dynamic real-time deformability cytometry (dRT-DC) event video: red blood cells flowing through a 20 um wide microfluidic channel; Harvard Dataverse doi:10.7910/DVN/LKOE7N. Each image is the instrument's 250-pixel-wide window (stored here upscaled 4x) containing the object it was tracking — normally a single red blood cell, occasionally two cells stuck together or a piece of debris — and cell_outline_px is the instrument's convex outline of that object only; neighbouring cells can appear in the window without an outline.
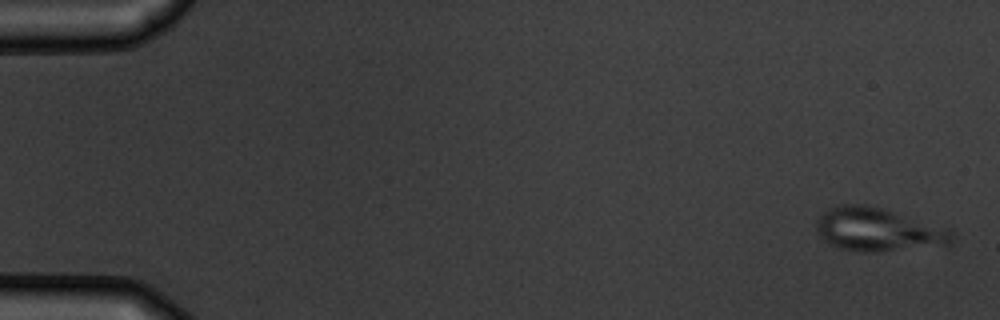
{"species": "common noctule bat (a hibernating species)", "species_latin": "Nyctalus noctula", "temperature_condition": "warm", "stored_images_in_passage": 6, "camera_frame_rate_fps": 3000, "um_per_image_px": 0.085, "animal": {"sex": "male", "body_mass_g": 19.5, "forearm_length_mm": 54.6}, "frame": {"image": 1, "passage_image": 1, "time_ms": 0.0, "image_size_px": [1000, 320], "cell_outline_px": [[952, 240], [948, 244], [880, 252], [860, 252], [840, 248], [828, 244], [816, 232], [816, 220], [824, 212], [840, 204], [864, 204], [880, 208], [948, 228], [952, 232]], "centroid_in_image_um": [74.57, 19.53], "position_along_channel_um": 10.4, "area_um2": 33.87}}